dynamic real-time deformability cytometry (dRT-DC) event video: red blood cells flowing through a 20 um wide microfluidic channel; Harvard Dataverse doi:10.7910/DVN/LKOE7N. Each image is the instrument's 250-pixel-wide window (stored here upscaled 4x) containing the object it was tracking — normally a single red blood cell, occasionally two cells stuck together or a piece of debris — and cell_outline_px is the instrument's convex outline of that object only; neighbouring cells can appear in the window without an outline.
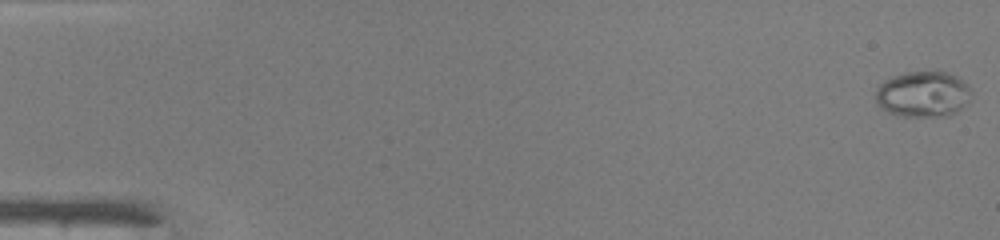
{"species": "common noctule bat (a hibernating species)", "species_latin": "Nyctalus noctula", "temperature_condition": "warm", "stored_images_in_passage": 48, "camera_frame_rate_fps": 3000, "um_per_image_px": 0.085, "animal": {"sex": "male", "body_mass_g": 19.0, "forearm_length_mm": 50.8}, "frame": {"image": 1, "passage_image": 1, "time_ms": 0.0, "image_size_px": [1000, 240], "cell_outline_px": [[972, 96], [956, 112], [948, 116], [904, 116], [888, 112], [880, 108], [876, 104], [876, 88], [884, 80], [892, 76], [904, 72], [948, 72], [956, 76], [968, 84], [972, 92]], "centroid_in_image_um": [78.44, 8.0], "position_along_channel_um": 6.6, "area_um2": 25.66}}
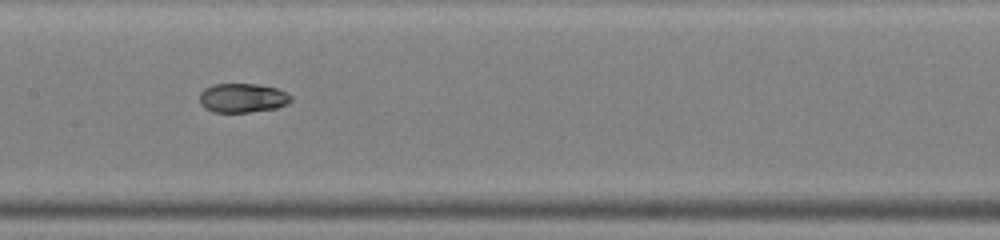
{"frame": {"image": 2, "passage_image": 25, "time_ms": 8.0, "image_size_px": [1000, 240], "cell_outline_px": [[292, 100], [288, 104], [276, 108], [248, 112], [212, 112], [204, 108], [200, 104], [200, 92], [204, 88], [212, 84], [256, 84], [276, 88], [292, 96]], "centroid_in_image_um": [20.59, 8.33], "position_along_channel_um": 186.8, "area_um2": 15.61}}
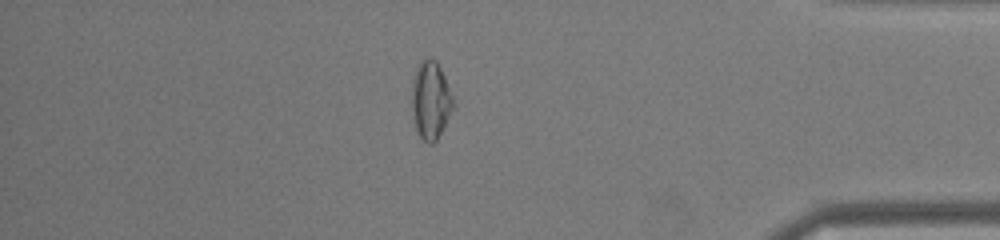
{"frame": {"image": 3, "passage_image": 42, "time_ms": 13.667, "image_size_px": [1000, 240], "cell_outline_px": [[456, 108], [436, 140], [432, 144], [428, 144], [420, 136], [416, 128], [412, 108], [412, 80], [416, 68], [420, 60], [424, 56], [428, 56], [436, 60], [456, 100]], "centroid_in_image_um": [36.65, 8.48], "position_along_channel_um": 398.6, "area_um2": 19.31}, "authors_computed_cell_mechanics": {"area_um2": 17.3111, "velocity_mm_per_s": 4.268, "shape_relaxation_time_tau1_ms": null, "shape_relaxation_time_tau2_ms": 1.5415, "deformation_change_tau1": null, "deformation_change_tau2": 0.0476}}